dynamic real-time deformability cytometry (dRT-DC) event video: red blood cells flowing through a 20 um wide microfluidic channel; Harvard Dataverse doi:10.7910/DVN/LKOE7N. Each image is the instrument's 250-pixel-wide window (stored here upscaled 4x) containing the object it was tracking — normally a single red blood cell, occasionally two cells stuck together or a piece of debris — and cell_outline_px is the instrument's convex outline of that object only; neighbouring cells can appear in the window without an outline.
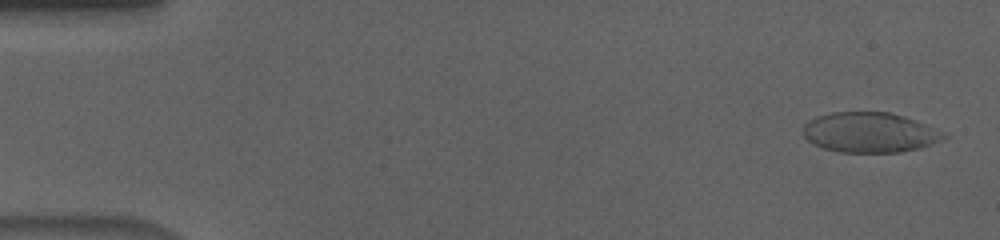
{"species": "human", "species_latin": "Homo sapiens", "temperature_condition": "cold", "stored_images_in_passage": 56, "camera_frame_rate_fps": 3000, "um_per_image_px": 0.085, "donor": {"sex": "male"}, "frame": {"image": 1, "passage_image": 2, "time_ms": 0.333, "image_size_px": [1000, 240], "cell_outline_px": [[948, 136], [940, 140], [920, 148], [900, 152], [840, 152], [824, 148], [812, 144], [804, 136], [804, 124], [808, 120], [816, 116], [832, 112], [888, 112], [904, 116], [944, 132]], "centroid_in_image_um": [73.89, 11.25], "position_along_channel_um": 11.1, "area_um2": 32.71}}
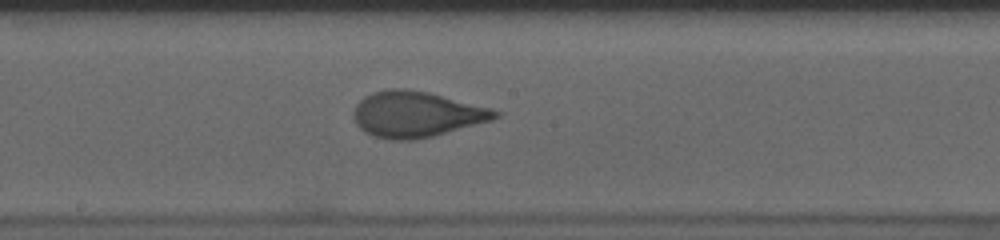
{"frame": {"image": 2, "passage_image": 30, "time_ms": 9.667, "image_size_px": [1000, 240], "cell_outline_px": [[500, 116], [492, 120], [432, 136], [416, 140], [388, 140], [372, 136], [364, 132], [356, 124], [352, 116], [352, 112], [356, 104], [364, 96], [372, 92], [388, 88], [404, 88], [428, 92], [492, 108], [500, 112]], "centroid_in_image_um": [35.34, 9.71], "position_along_channel_um": 212.9, "area_um2": 38.03}}
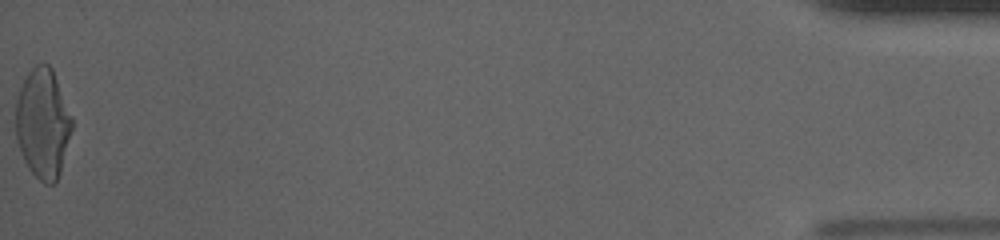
{"frame": {"image": 3, "passage_image": 56, "time_ms": 18.333, "image_size_px": [1000, 240], "cell_outline_px": [[72, 128], [60, 172], [56, 180], [52, 184], [44, 184], [28, 168], [24, 160], [16, 140], [16, 100], [20, 88], [28, 72], [36, 64], [48, 64], [52, 68], [72, 116]], "centroid_in_image_um": [3.63, 10.48], "position_along_channel_um": 431.6, "area_um2": 35.72}, "authors_computed_cell_mechanics": {"area_um2": 36.0672, "velocity_mm_per_s": 3.6407, "shape_relaxation_time_tau1_ms": 4.2427, "shape_relaxation_time_tau2_ms": null, "deformation_change_tau1": 0.1898, "deformation_change_tau2": null}}